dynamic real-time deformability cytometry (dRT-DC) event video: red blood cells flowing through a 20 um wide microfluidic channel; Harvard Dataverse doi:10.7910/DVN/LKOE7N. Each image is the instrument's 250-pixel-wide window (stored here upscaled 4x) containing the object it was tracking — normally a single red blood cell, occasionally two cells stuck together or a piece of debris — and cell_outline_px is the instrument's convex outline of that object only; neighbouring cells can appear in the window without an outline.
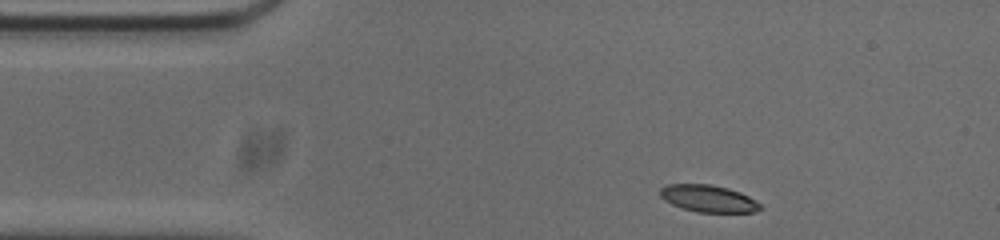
{"species": "common noctule bat (a hibernating species)", "species_latin": "Nyctalus noctula", "temperature_condition": "cold", "stored_images_in_passage": 46, "camera_frame_rate_fps": 3000, "um_per_image_px": 0.085, "animal": {"sex": "male", "body_mass_g": 20.0, "forearm_length_mm": 53.3}, "frame": {"image": 1, "passage_image": 1, "time_ms": 0.0, "image_size_px": [1000, 240], "cell_outline_px": [[764, 208], [756, 212], [696, 212], [672, 204], [664, 200], [660, 196], [660, 188], [668, 184], [712, 184], [728, 188], [740, 192], [748, 196], [760, 204]], "centroid_in_image_um": [60.22, 16.87], "position_along_channel_um": 24.8, "area_um2": 15.78}}
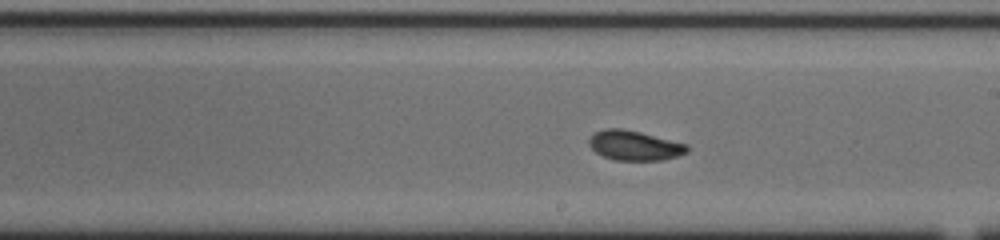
{"frame": {"image": 2, "passage_image": 22, "time_ms": 7.0, "image_size_px": [1000, 240], "cell_outline_px": [[688, 152], [664, 160], [616, 160], [604, 156], [596, 152], [588, 144], [588, 140], [596, 132], [604, 128], [620, 128], [640, 132], [688, 144]], "centroid_in_image_um": [53.94, 12.36], "position_along_channel_um": 235.1, "area_um2": 16.88}}
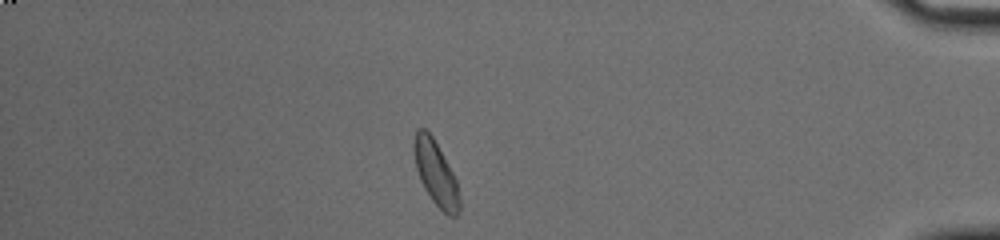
{"frame": {"image": 3, "passage_image": 39, "time_ms": 12.667, "image_size_px": [1000, 240], "cell_outline_px": [[460, 212], [456, 216], [448, 216], [432, 200], [424, 188], [420, 180], [416, 168], [412, 152], [412, 140], [416, 128], [424, 128], [432, 136], [452, 172], [456, 180], [460, 196]], "centroid_in_image_um": [37.01, 14.71], "position_along_channel_um": 398.2, "area_um2": 17.22}, "authors_computed_cell_mechanics": {"area_um2": 16.8198, "velocity_mm_per_s": 3.7364, "shape_relaxation_time_tau1_ms": 9.5407, "shape_relaxation_time_tau2_ms": 1.9082, "deformation_change_tau1": 0.1979, "deformation_change_tau2": 0.0563}}